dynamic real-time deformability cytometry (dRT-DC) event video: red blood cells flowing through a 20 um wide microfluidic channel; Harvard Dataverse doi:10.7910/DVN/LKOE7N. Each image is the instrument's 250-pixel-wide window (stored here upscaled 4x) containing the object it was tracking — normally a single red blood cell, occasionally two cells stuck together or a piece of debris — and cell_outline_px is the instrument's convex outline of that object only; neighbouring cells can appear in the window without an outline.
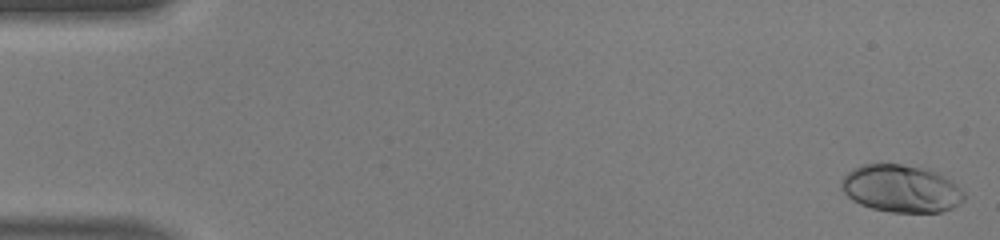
{"species": "human", "species_latin": "Homo sapiens", "temperature_condition": "warm", "stored_images_in_passage": 49, "camera_frame_rate_fps": 3000, "um_per_image_px": 0.085, "donor": {"sex": "male"}, "frame": {"image": 1, "passage_image": 1, "time_ms": 0.0, "image_size_px": [1000, 240], "cell_outline_px": [[968, 196], [964, 200], [952, 208], [940, 212], [892, 212], [872, 208], [860, 204], [852, 200], [840, 188], [840, 180], [852, 168], [864, 164], [900, 164], [932, 168], [952, 180]], "centroid_in_image_um": [76.62, 16.01], "position_along_channel_um": 8.4, "area_um2": 34.45}}
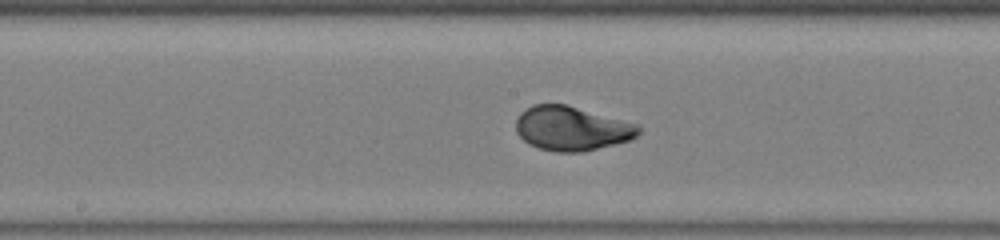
{"frame": {"image": 2, "passage_image": 26, "time_ms": 8.333, "image_size_px": [1000, 240], "cell_outline_px": [[640, 132], [636, 136], [628, 140], [584, 152], [556, 152], [540, 148], [528, 144], [516, 132], [516, 120], [520, 112], [532, 104], [568, 104], [640, 124]], "centroid_in_image_um": [48.6, 10.9], "position_along_channel_um": 199.6, "area_um2": 31.91}}
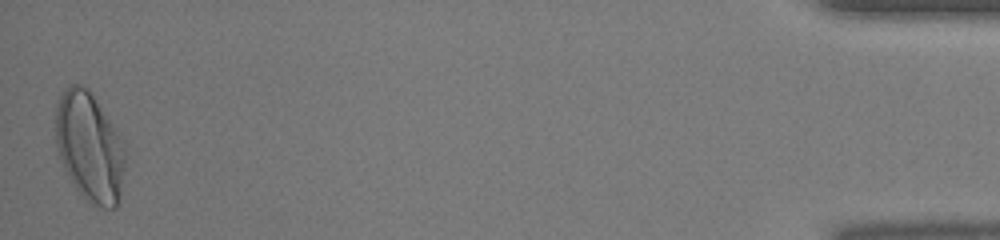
{"frame": {"image": 3, "passage_image": 49, "time_ms": 16.0, "image_size_px": [1000, 240], "cell_outline_px": [[124, 168], [120, 200], [116, 208], [104, 208], [92, 204], [80, 196], [56, 156], [56, 104], [64, 88], [72, 84], [80, 84], [88, 88], [124, 140]], "centroid_in_image_um": [7.6, 12.51], "position_along_channel_um": 427.6, "area_um2": 44.97}, "authors_computed_cell_mechanics": {"area_um2": 31.7322, "velocity_mm_per_s": 4.1745, "shape_relaxation_time_tau1_ms": 2.7354, "shape_relaxation_time_tau2_ms": null, "deformation_change_tau1": 0.2002, "deformation_change_tau2": null}}